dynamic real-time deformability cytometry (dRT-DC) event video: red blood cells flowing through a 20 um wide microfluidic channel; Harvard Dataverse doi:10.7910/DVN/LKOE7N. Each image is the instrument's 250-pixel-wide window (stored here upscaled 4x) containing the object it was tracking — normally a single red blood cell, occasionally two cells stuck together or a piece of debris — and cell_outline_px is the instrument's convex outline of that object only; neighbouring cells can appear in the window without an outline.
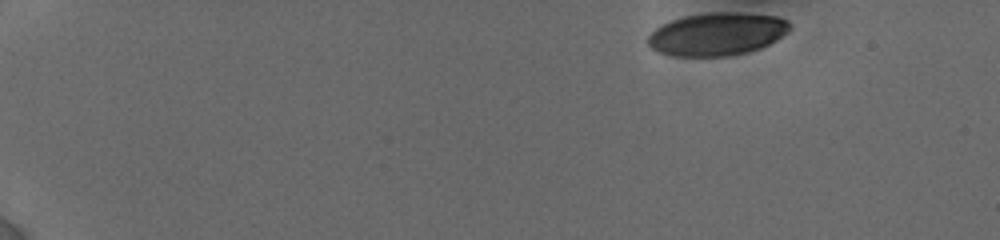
{"species": "human", "species_latin": "Homo sapiens", "temperature_condition": "cold", "stored_images_in_passage": 14, "camera_frame_rate_fps": 3000, "um_per_image_px": 0.085, "donor": {"sex": "female"}, "frame": {"image": 1, "passage_image": 1, "time_ms": 0.0, "image_size_px": [1000, 240], "cell_outline_px": [[792, 28], [788, 32], [776, 40], [760, 48], [748, 52], [728, 56], [672, 56], [660, 52], [652, 48], [644, 40], [656, 28], [672, 20], [684, 16], [708, 12], [740, 12], [776, 16], [788, 20], [792, 24]], "centroid_in_image_um": [60.97, 2.89], "position_along_channel_um": 24.0, "area_um2": 35.66}}
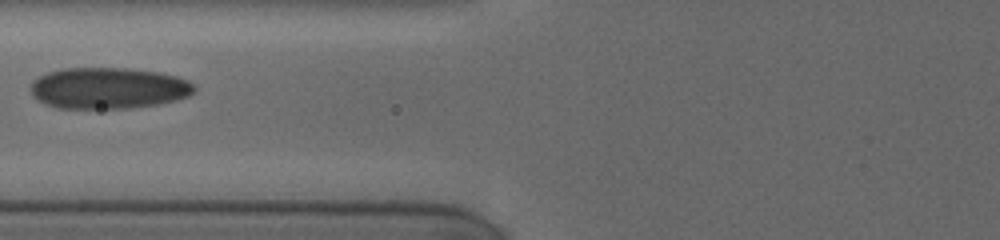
{"frame": {"image": 2, "passage_image": 10, "time_ms": 6.0, "image_size_px": [1000, 240], "cell_outline_px": [[196, 92], [188, 96], [176, 100], [156, 104], [124, 108], [60, 108], [48, 104], [32, 96], [28, 88], [32, 80], [48, 72], [60, 68], [128, 68], [160, 72], [176, 76], [188, 80], [196, 88]], "centroid_in_image_um": [9.2, 7.47], "position_along_channel_um": 116.6, "area_um2": 39.48}}
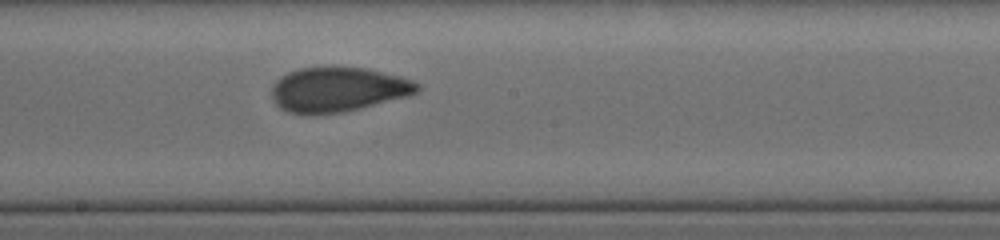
{"frame": {"image": 3, "passage_image": 14, "time_ms": 8.667, "image_size_px": [1000, 240], "cell_outline_px": [[420, 88], [416, 92], [408, 96], [344, 112], [312, 116], [304, 116], [288, 112], [280, 108], [272, 100], [272, 84], [280, 76], [288, 72], [300, 68], [364, 68], [400, 76], [412, 80], [420, 84]], "centroid_in_image_um": [28.68, 7.64], "position_along_channel_um": 219.5, "area_um2": 38.09}}